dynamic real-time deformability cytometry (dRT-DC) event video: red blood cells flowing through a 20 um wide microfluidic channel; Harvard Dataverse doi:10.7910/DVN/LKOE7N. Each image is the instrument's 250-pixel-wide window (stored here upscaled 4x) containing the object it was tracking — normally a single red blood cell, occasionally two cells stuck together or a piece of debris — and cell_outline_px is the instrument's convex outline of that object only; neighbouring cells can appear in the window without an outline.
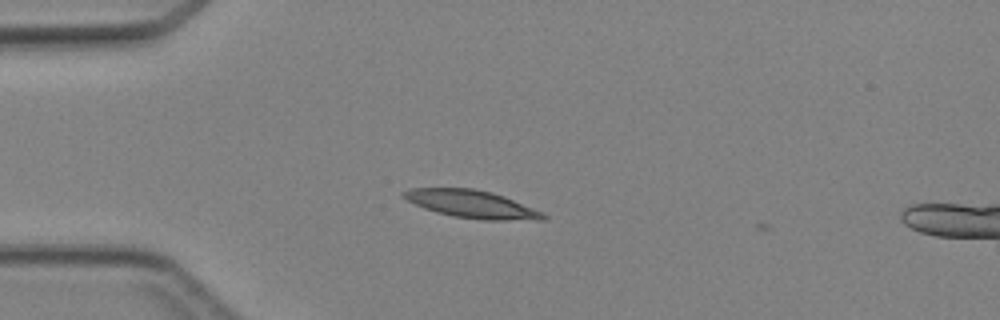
{"species": "Egyptian fruit bat (a non-hibernating species)", "species_latin": "Rousettus aegyptiacus", "temperature_condition": "cold", "stored_images_in_passage": 35, "camera_frame_rate_fps": 3000, "um_per_image_px": 0.085, "animal": {"sex": "female"}, "frame": {"image": 1, "passage_image": 1, "time_ms": 0.0, "image_size_px": [1000, 320], "cell_outline_px": [[548, 220], [484, 220], [452, 216], [436, 212], [424, 208], [400, 196], [400, 192], [408, 188], [472, 188], [492, 192], [504, 196], [544, 212], [548, 216]], "centroid_in_image_um": [40.12, 17.35], "position_along_channel_um": 44.9, "area_um2": 22.77}}
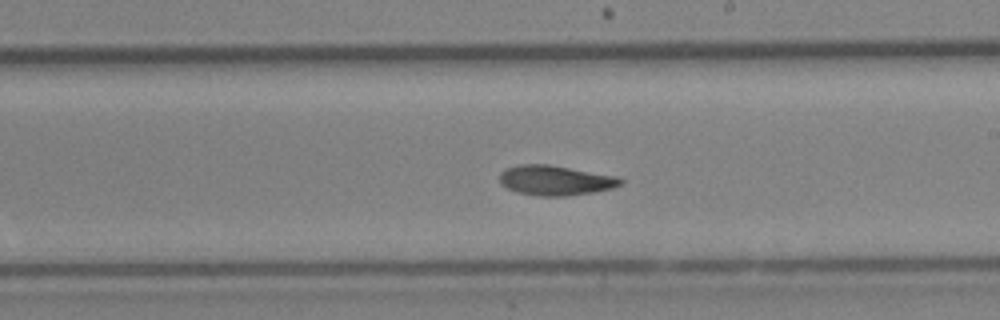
{"frame": {"image": 2, "passage_image": 16, "time_ms": 5.0, "image_size_px": [1000, 320], "cell_outline_px": [[624, 180], [620, 184], [612, 188], [592, 192], [568, 196], [540, 196], [516, 192], [500, 184], [500, 172], [508, 168], [520, 164], [548, 164], [616, 176]], "centroid_in_image_um": [47.18, 15.33], "position_along_channel_um": 241.8, "area_um2": 20.92}}
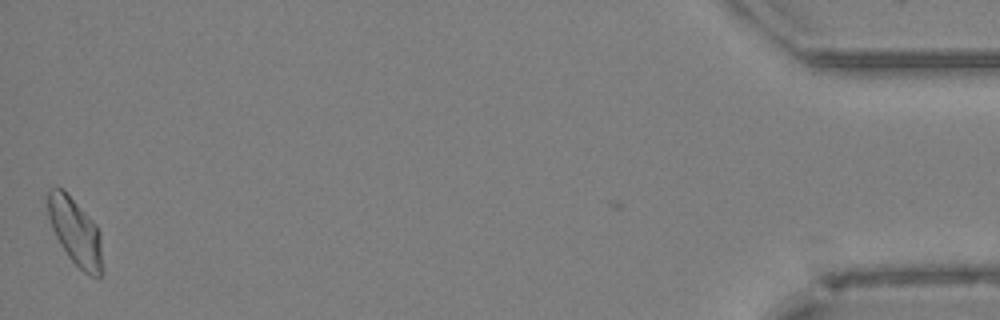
{"frame": {"image": 3, "passage_image": 35, "time_ms": 11.333, "image_size_px": [1000, 320], "cell_outline_px": [[104, 272], [96, 280], [88, 276], [68, 256], [60, 244], [52, 228], [48, 216], [48, 188], [56, 184], [96, 224], [100, 232]], "centroid_in_image_um": [6.44, 19.78], "position_along_channel_um": 428.8, "area_um2": 21.39}}